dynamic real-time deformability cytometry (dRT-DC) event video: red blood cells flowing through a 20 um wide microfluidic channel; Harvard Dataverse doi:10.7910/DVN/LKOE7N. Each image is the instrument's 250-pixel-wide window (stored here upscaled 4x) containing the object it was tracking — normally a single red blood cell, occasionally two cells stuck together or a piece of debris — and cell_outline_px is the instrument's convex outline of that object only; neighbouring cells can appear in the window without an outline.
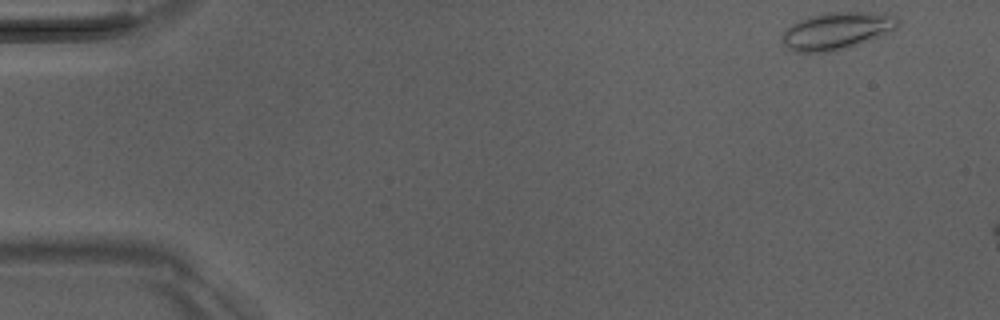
{"species": "Egyptian fruit bat (a non-hibernating species)", "species_latin": "Rousettus aegyptiacus", "temperature_condition": "room temperature", "stored_images_in_passage": 8, "camera_frame_rate_fps": 3000, "um_per_image_px": 0.085, "animal": {"sex": "male"}, "frame": {"image": 1, "passage_image": 1, "time_ms": 0.0, "image_size_px": [1000, 320], "cell_outline_px": [[900, 24], [896, 28], [868, 40], [848, 48], [836, 52], [796, 52], [788, 48], [784, 44], [784, 32], [792, 24], [800, 20], [812, 16], [828, 12], [872, 12], [896, 16], [900, 20]], "centroid_in_image_um": [71.15, 2.62], "position_along_channel_um": 13.9, "area_um2": 24.74}}